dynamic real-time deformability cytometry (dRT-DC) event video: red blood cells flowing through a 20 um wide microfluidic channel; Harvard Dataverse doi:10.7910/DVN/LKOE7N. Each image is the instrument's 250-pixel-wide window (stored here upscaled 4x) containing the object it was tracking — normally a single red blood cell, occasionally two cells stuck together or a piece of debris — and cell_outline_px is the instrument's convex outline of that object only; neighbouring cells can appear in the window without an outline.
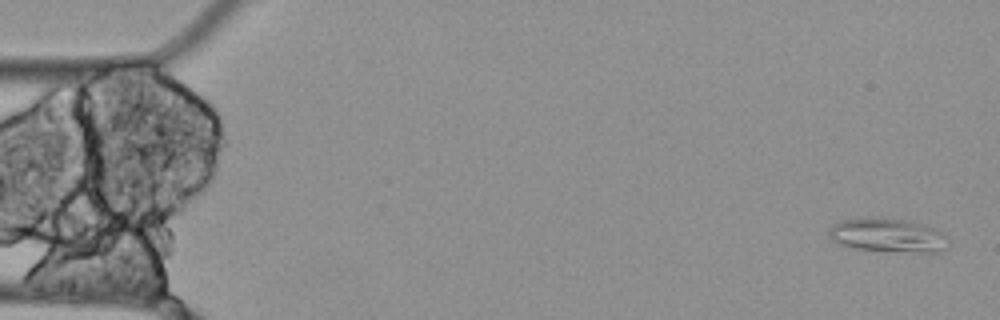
{"species": "Egyptian fruit bat (a non-hibernating species)", "species_latin": "Rousettus aegyptiacus", "temperature_condition": "cold", "stored_images_in_passage": 54, "camera_frame_rate_fps": 3000, "um_per_image_px": 0.085, "animal": {"sex": "female"}, "frame": {"image": 1, "passage_image": 1, "time_ms": 0.0, "image_size_px": [1000, 320], "cell_outline_px": [[944, 248], [940, 252], [920, 252], [856, 248], [840, 244], [832, 240], [828, 232], [828, 228], [836, 220], [876, 216], [904, 220], [920, 224], [932, 228], [940, 232], [944, 236]], "centroid_in_image_um": [75.33, 19.96], "position_along_channel_um": 9.7, "area_um2": 23.12}}
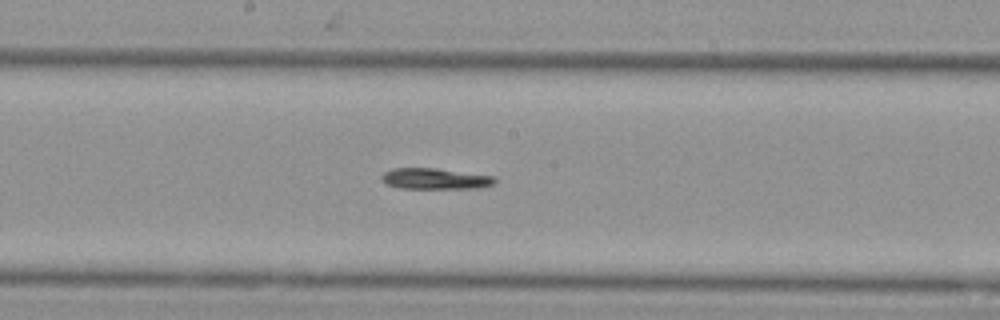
{"frame": {"image": 2, "passage_image": 28, "time_ms": 9.0, "image_size_px": [1000, 320], "cell_outline_px": [[496, 184], [480, 188], [400, 188], [384, 184], [380, 180], [380, 176], [384, 172], [392, 168], [436, 168], [496, 176]], "centroid_in_image_um": [36.98, 15.19], "position_along_channel_um": 211.2, "area_um2": 14.1}}
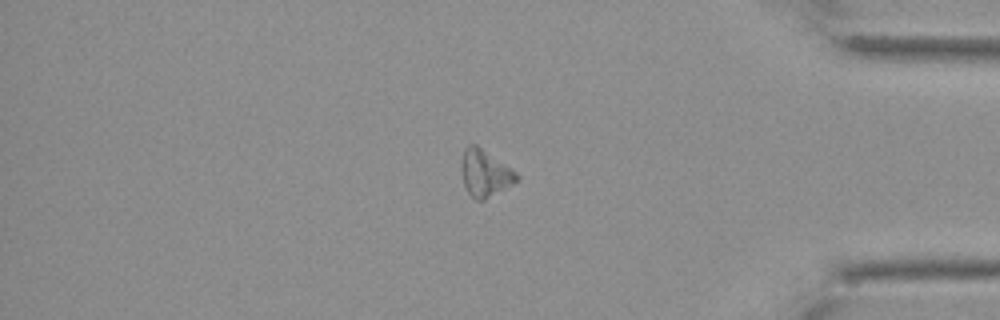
{"frame": {"image": 3, "passage_image": 46, "time_ms": 15.0, "image_size_px": [1000, 320], "cell_outline_px": [[520, 180], [484, 200], [476, 200], [468, 192], [464, 184], [460, 168], [460, 164], [464, 148], [468, 144], [476, 144], [512, 168], [520, 176]], "centroid_in_image_um": [41.22, 14.7], "position_along_channel_um": 394.0, "area_um2": 15.26}}